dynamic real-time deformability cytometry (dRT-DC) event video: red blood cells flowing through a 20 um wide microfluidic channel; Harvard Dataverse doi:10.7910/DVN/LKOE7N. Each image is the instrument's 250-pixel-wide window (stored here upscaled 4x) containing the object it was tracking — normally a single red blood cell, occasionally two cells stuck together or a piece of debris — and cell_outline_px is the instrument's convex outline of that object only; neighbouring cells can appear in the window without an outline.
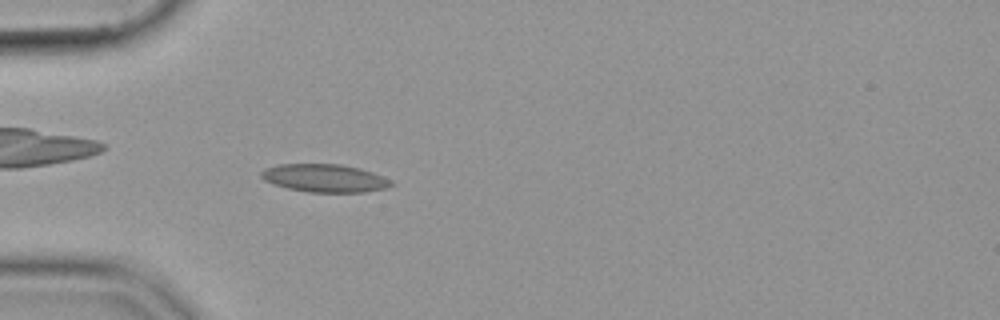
{"species": "common noctule bat (a hibernating species)", "species_latin": "Nyctalus noctula", "temperature_condition": "cold", "stored_images_in_passage": 48, "camera_frame_rate_fps": 3000, "um_per_image_px": 0.085, "animal": {"sex": "female", "body_mass_g": 19.9}, "frame": {"image": 1, "passage_image": 10, "time_ms": 3.0, "image_size_px": [1000, 320], "cell_outline_px": [[396, 184], [388, 188], [364, 192], [308, 192], [288, 188], [272, 184], [264, 180], [260, 176], [260, 172], [264, 168], [280, 164], [340, 164], [360, 168], [372, 172], [392, 180]], "centroid_in_image_um": [27.61, 15.14], "position_along_channel_um": 57.4, "area_um2": 21.39}}
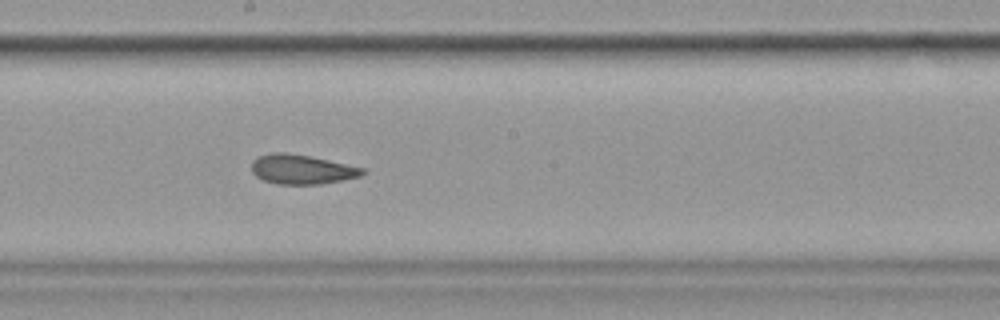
{"frame": {"image": 2, "passage_image": 24, "time_ms": 7.667, "image_size_px": [1000, 320], "cell_outline_px": [[368, 172], [360, 176], [320, 184], [276, 184], [264, 180], [256, 176], [252, 172], [252, 160], [260, 156], [272, 152], [284, 152], [312, 156], [364, 168]], "centroid_in_image_um": [25.65, 14.39], "position_along_channel_um": 222.5, "area_um2": 19.07}}
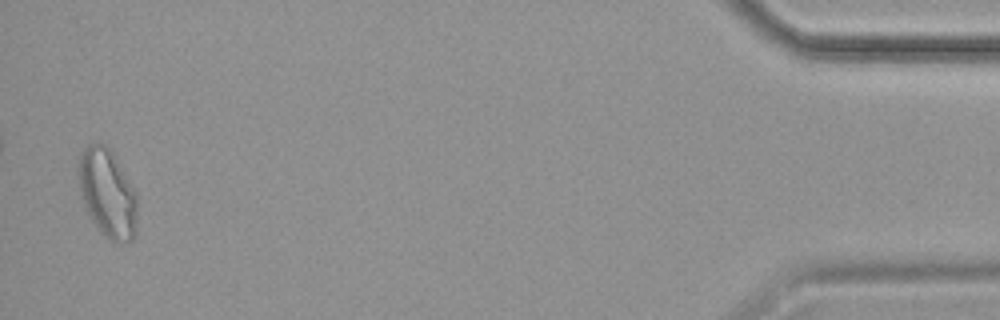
{"frame": {"image": 3, "passage_image": 47, "time_ms": 15.333, "image_size_px": [1000, 320], "cell_outline_px": [[136, 232], [132, 240], [124, 244], [116, 244], [104, 236], [100, 232], [88, 216], [80, 196], [80, 152], [88, 144], [104, 144], [112, 152], [136, 192]], "centroid_in_image_um": [9.14, 16.5], "position_along_channel_um": 426.1, "area_um2": 30.23}}